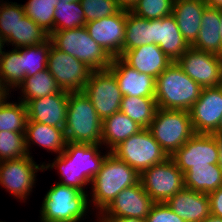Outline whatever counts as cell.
I'll return each mask as SVG.
<instances>
[{
  "mask_svg": "<svg viewBox=\"0 0 222 222\" xmlns=\"http://www.w3.org/2000/svg\"><path fill=\"white\" fill-rule=\"evenodd\" d=\"M102 148V149H101ZM99 144L66 143L65 150L54 160L44 161V171L56 169L59 183L88 193V187L110 151ZM51 162V163H50ZM61 179V180H60ZM88 186V187H87Z\"/></svg>",
  "mask_w": 222,
  "mask_h": 222,
  "instance_id": "cell-1",
  "label": "cell"
},
{
  "mask_svg": "<svg viewBox=\"0 0 222 222\" xmlns=\"http://www.w3.org/2000/svg\"><path fill=\"white\" fill-rule=\"evenodd\" d=\"M139 182L140 174L110 152L91 181L88 194L90 209L92 212L98 210L95 215L100 214L123 189Z\"/></svg>",
  "mask_w": 222,
  "mask_h": 222,
  "instance_id": "cell-2",
  "label": "cell"
},
{
  "mask_svg": "<svg viewBox=\"0 0 222 222\" xmlns=\"http://www.w3.org/2000/svg\"><path fill=\"white\" fill-rule=\"evenodd\" d=\"M41 203L39 222H83L90 218L89 213L94 215L89 210L88 193L59 182L48 189Z\"/></svg>",
  "mask_w": 222,
  "mask_h": 222,
  "instance_id": "cell-3",
  "label": "cell"
},
{
  "mask_svg": "<svg viewBox=\"0 0 222 222\" xmlns=\"http://www.w3.org/2000/svg\"><path fill=\"white\" fill-rule=\"evenodd\" d=\"M201 90L202 87L173 61L156 78L155 100L158 108L189 111Z\"/></svg>",
  "mask_w": 222,
  "mask_h": 222,
  "instance_id": "cell-4",
  "label": "cell"
},
{
  "mask_svg": "<svg viewBox=\"0 0 222 222\" xmlns=\"http://www.w3.org/2000/svg\"><path fill=\"white\" fill-rule=\"evenodd\" d=\"M64 132L67 142L101 145L102 119L83 92H69Z\"/></svg>",
  "mask_w": 222,
  "mask_h": 222,
  "instance_id": "cell-5",
  "label": "cell"
},
{
  "mask_svg": "<svg viewBox=\"0 0 222 222\" xmlns=\"http://www.w3.org/2000/svg\"><path fill=\"white\" fill-rule=\"evenodd\" d=\"M52 45L83 62L92 71L108 69L112 57L89 35L85 26L53 31L49 37Z\"/></svg>",
  "mask_w": 222,
  "mask_h": 222,
  "instance_id": "cell-6",
  "label": "cell"
},
{
  "mask_svg": "<svg viewBox=\"0 0 222 222\" xmlns=\"http://www.w3.org/2000/svg\"><path fill=\"white\" fill-rule=\"evenodd\" d=\"M148 129L169 157L195 134L186 110L158 108Z\"/></svg>",
  "mask_w": 222,
  "mask_h": 222,
  "instance_id": "cell-7",
  "label": "cell"
},
{
  "mask_svg": "<svg viewBox=\"0 0 222 222\" xmlns=\"http://www.w3.org/2000/svg\"><path fill=\"white\" fill-rule=\"evenodd\" d=\"M139 174L149 167L164 162L169 156L154 139L148 128L141 129L110 151Z\"/></svg>",
  "mask_w": 222,
  "mask_h": 222,
  "instance_id": "cell-8",
  "label": "cell"
},
{
  "mask_svg": "<svg viewBox=\"0 0 222 222\" xmlns=\"http://www.w3.org/2000/svg\"><path fill=\"white\" fill-rule=\"evenodd\" d=\"M43 164H37L29 155L0 162L1 188L19 200L17 202H27L38 182L37 173L44 172Z\"/></svg>",
  "mask_w": 222,
  "mask_h": 222,
  "instance_id": "cell-9",
  "label": "cell"
},
{
  "mask_svg": "<svg viewBox=\"0 0 222 222\" xmlns=\"http://www.w3.org/2000/svg\"><path fill=\"white\" fill-rule=\"evenodd\" d=\"M140 182L155 203H165L185 188L184 174L171 157L144 170Z\"/></svg>",
  "mask_w": 222,
  "mask_h": 222,
  "instance_id": "cell-10",
  "label": "cell"
},
{
  "mask_svg": "<svg viewBox=\"0 0 222 222\" xmlns=\"http://www.w3.org/2000/svg\"><path fill=\"white\" fill-rule=\"evenodd\" d=\"M83 93L90 99L102 120L120 111L123 95L109 69L92 71Z\"/></svg>",
  "mask_w": 222,
  "mask_h": 222,
  "instance_id": "cell-11",
  "label": "cell"
},
{
  "mask_svg": "<svg viewBox=\"0 0 222 222\" xmlns=\"http://www.w3.org/2000/svg\"><path fill=\"white\" fill-rule=\"evenodd\" d=\"M47 69L56 80L59 88L68 92H83L92 72L83 62L58 50L52 44L49 50Z\"/></svg>",
  "mask_w": 222,
  "mask_h": 222,
  "instance_id": "cell-12",
  "label": "cell"
},
{
  "mask_svg": "<svg viewBox=\"0 0 222 222\" xmlns=\"http://www.w3.org/2000/svg\"><path fill=\"white\" fill-rule=\"evenodd\" d=\"M176 62L202 88L222 85V56L189 47Z\"/></svg>",
  "mask_w": 222,
  "mask_h": 222,
  "instance_id": "cell-13",
  "label": "cell"
},
{
  "mask_svg": "<svg viewBox=\"0 0 222 222\" xmlns=\"http://www.w3.org/2000/svg\"><path fill=\"white\" fill-rule=\"evenodd\" d=\"M189 113L195 134L216 132L222 120V85L202 88Z\"/></svg>",
  "mask_w": 222,
  "mask_h": 222,
  "instance_id": "cell-14",
  "label": "cell"
},
{
  "mask_svg": "<svg viewBox=\"0 0 222 222\" xmlns=\"http://www.w3.org/2000/svg\"><path fill=\"white\" fill-rule=\"evenodd\" d=\"M90 37L112 58L123 55L125 40L126 10L121 9L112 16L85 24Z\"/></svg>",
  "mask_w": 222,
  "mask_h": 222,
  "instance_id": "cell-15",
  "label": "cell"
},
{
  "mask_svg": "<svg viewBox=\"0 0 222 222\" xmlns=\"http://www.w3.org/2000/svg\"><path fill=\"white\" fill-rule=\"evenodd\" d=\"M218 146L212 134H194L171 158L184 174L193 166L217 164Z\"/></svg>",
  "mask_w": 222,
  "mask_h": 222,
  "instance_id": "cell-16",
  "label": "cell"
},
{
  "mask_svg": "<svg viewBox=\"0 0 222 222\" xmlns=\"http://www.w3.org/2000/svg\"><path fill=\"white\" fill-rule=\"evenodd\" d=\"M154 203L139 182L123 189L103 212L94 217H136L146 220Z\"/></svg>",
  "mask_w": 222,
  "mask_h": 222,
  "instance_id": "cell-17",
  "label": "cell"
},
{
  "mask_svg": "<svg viewBox=\"0 0 222 222\" xmlns=\"http://www.w3.org/2000/svg\"><path fill=\"white\" fill-rule=\"evenodd\" d=\"M69 92L61 90L56 94L30 100L27 104V121L40 122L57 128H65Z\"/></svg>",
  "mask_w": 222,
  "mask_h": 222,
  "instance_id": "cell-18",
  "label": "cell"
},
{
  "mask_svg": "<svg viewBox=\"0 0 222 222\" xmlns=\"http://www.w3.org/2000/svg\"><path fill=\"white\" fill-rule=\"evenodd\" d=\"M115 76L123 96L155 98L156 79L114 57L108 68Z\"/></svg>",
  "mask_w": 222,
  "mask_h": 222,
  "instance_id": "cell-19",
  "label": "cell"
},
{
  "mask_svg": "<svg viewBox=\"0 0 222 222\" xmlns=\"http://www.w3.org/2000/svg\"><path fill=\"white\" fill-rule=\"evenodd\" d=\"M151 33L152 43L158 45L172 61H177L190 47L172 14L160 19H152Z\"/></svg>",
  "mask_w": 222,
  "mask_h": 222,
  "instance_id": "cell-20",
  "label": "cell"
},
{
  "mask_svg": "<svg viewBox=\"0 0 222 222\" xmlns=\"http://www.w3.org/2000/svg\"><path fill=\"white\" fill-rule=\"evenodd\" d=\"M120 58L130 67L155 79L173 62L154 43L128 50Z\"/></svg>",
  "mask_w": 222,
  "mask_h": 222,
  "instance_id": "cell-21",
  "label": "cell"
},
{
  "mask_svg": "<svg viewBox=\"0 0 222 222\" xmlns=\"http://www.w3.org/2000/svg\"><path fill=\"white\" fill-rule=\"evenodd\" d=\"M186 222H202L211 214L207 193L184 188L165 202Z\"/></svg>",
  "mask_w": 222,
  "mask_h": 222,
  "instance_id": "cell-22",
  "label": "cell"
},
{
  "mask_svg": "<svg viewBox=\"0 0 222 222\" xmlns=\"http://www.w3.org/2000/svg\"><path fill=\"white\" fill-rule=\"evenodd\" d=\"M26 149L32 156L33 145L56 155L61 154L66 148L65 132L63 128L46 125L40 122L27 121L25 131ZM32 147V148H31Z\"/></svg>",
  "mask_w": 222,
  "mask_h": 222,
  "instance_id": "cell-23",
  "label": "cell"
},
{
  "mask_svg": "<svg viewBox=\"0 0 222 222\" xmlns=\"http://www.w3.org/2000/svg\"><path fill=\"white\" fill-rule=\"evenodd\" d=\"M206 7L204 0H174L172 15L190 47L199 35L202 14Z\"/></svg>",
  "mask_w": 222,
  "mask_h": 222,
  "instance_id": "cell-24",
  "label": "cell"
},
{
  "mask_svg": "<svg viewBox=\"0 0 222 222\" xmlns=\"http://www.w3.org/2000/svg\"><path fill=\"white\" fill-rule=\"evenodd\" d=\"M143 129L121 111L102 120L101 145L111 151L121 142Z\"/></svg>",
  "mask_w": 222,
  "mask_h": 222,
  "instance_id": "cell-25",
  "label": "cell"
},
{
  "mask_svg": "<svg viewBox=\"0 0 222 222\" xmlns=\"http://www.w3.org/2000/svg\"><path fill=\"white\" fill-rule=\"evenodd\" d=\"M220 25L219 9L207 6L202 14L199 35L191 47L222 56Z\"/></svg>",
  "mask_w": 222,
  "mask_h": 222,
  "instance_id": "cell-26",
  "label": "cell"
},
{
  "mask_svg": "<svg viewBox=\"0 0 222 222\" xmlns=\"http://www.w3.org/2000/svg\"><path fill=\"white\" fill-rule=\"evenodd\" d=\"M184 186L208 194L222 187V171L218 164L193 166L184 173Z\"/></svg>",
  "mask_w": 222,
  "mask_h": 222,
  "instance_id": "cell-27",
  "label": "cell"
},
{
  "mask_svg": "<svg viewBox=\"0 0 222 222\" xmlns=\"http://www.w3.org/2000/svg\"><path fill=\"white\" fill-rule=\"evenodd\" d=\"M18 90H20V94L18 95L21 97L17 99L24 104H27L30 100L56 94L61 91L47 68L37 72L34 76L25 77L15 91Z\"/></svg>",
  "mask_w": 222,
  "mask_h": 222,
  "instance_id": "cell-28",
  "label": "cell"
},
{
  "mask_svg": "<svg viewBox=\"0 0 222 222\" xmlns=\"http://www.w3.org/2000/svg\"><path fill=\"white\" fill-rule=\"evenodd\" d=\"M158 109L155 98L123 96L120 111L142 128H148Z\"/></svg>",
  "mask_w": 222,
  "mask_h": 222,
  "instance_id": "cell-29",
  "label": "cell"
},
{
  "mask_svg": "<svg viewBox=\"0 0 222 222\" xmlns=\"http://www.w3.org/2000/svg\"><path fill=\"white\" fill-rule=\"evenodd\" d=\"M26 77L23 71L22 55L17 48L6 51L0 56V80L11 93L18 88Z\"/></svg>",
  "mask_w": 222,
  "mask_h": 222,
  "instance_id": "cell-30",
  "label": "cell"
},
{
  "mask_svg": "<svg viewBox=\"0 0 222 222\" xmlns=\"http://www.w3.org/2000/svg\"><path fill=\"white\" fill-rule=\"evenodd\" d=\"M147 44H152L151 20L141 18L131 11L126 10L123 54L128 50Z\"/></svg>",
  "mask_w": 222,
  "mask_h": 222,
  "instance_id": "cell-31",
  "label": "cell"
},
{
  "mask_svg": "<svg viewBox=\"0 0 222 222\" xmlns=\"http://www.w3.org/2000/svg\"><path fill=\"white\" fill-rule=\"evenodd\" d=\"M10 98L12 96L0 104V131L25 132L28 120L26 104Z\"/></svg>",
  "mask_w": 222,
  "mask_h": 222,
  "instance_id": "cell-32",
  "label": "cell"
},
{
  "mask_svg": "<svg viewBox=\"0 0 222 222\" xmlns=\"http://www.w3.org/2000/svg\"><path fill=\"white\" fill-rule=\"evenodd\" d=\"M85 14L78 1L65 3L59 0L54 12V31L85 26Z\"/></svg>",
  "mask_w": 222,
  "mask_h": 222,
  "instance_id": "cell-33",
  "label": "cell"
},
{
  "mask_svg": "<svg viewBox=\"0 0 222 222\" xmlns=\"http://www.w3.org/2000/svg\"><path fill=\"white\" fill-rule=\"evenodd\" d=\"M51 44L52 41L49 38L41 44L17 48L22 55L23 71L26 77L34 76L47 68Z\"/></svg>",
  "mask_w": 222,
  "mask_h": 222,
  "instance_id": "cell-34",
  "label": "cell"
},
{
  "mask_svg": "<svg viewBox=\"0 0 222 222\" xmlns=\"http://www.w3.org/2000/svg\"><path fill=\"white\" fill-rule=\"evenodd\" d=\"M7 1L0 3V36L5 45L10 47L15 44V27L25 12L22 4Z\"/></svg>",
  "mask_w": 222,
  "mask_h": 222,
  "instance_id": "cell-35",
  "label": "cell"
},
{
  "mask_svg": "<svg viewBox=\"0 0 222 222\" xmlns=\"http://www.w3.org/2000/svg\"><path fill=\"white\" fill-rule=\"evenodd\" d=\"M49 37L47 31L25 14L15 27V44L12 47L22 48L41 44Z\"/></svg>",
  "mask_w": 222,
  "mask_h": 222,
  "instance_id": "cell-36",
  "label": "cell"
},
{
  "mask_svg": "<svg viewBox=\"0 0 222 222\" xmlns=\"http://www.w3.org/2000/svg\"><path fill=\"white\" fill-rule=\"evenodd\" d=\"M58 0H28L23 5L25 14L51 34L54 31V12Z\"/></svg>",
  "mask_w": 222,
  "mask_h": 222,
  "instance_id": "cell-37",
  "label": "cell"
},
{
  "mask_svg": "<svg viewBox=\"0 0 222 222\" xmlns=\"http://www.w3.org/2000/svg\"><path fill=\"white\" fill-rule=\"evenodd\" d=\"M28 156L25 132L0 131V162Z\"/></svg>",
  "mask_w": 222,
  "mask_h": 222,
  "instance_id": "cell-38",
  "label": "cell"
},
{
  "mask_svg": "<svg viewBox=\"0 0 222 222\" xmlns=\"http://www.w3.org/2000/svg\"><path fill=\"white\" fill-rule=\"evenodd\" d=\"M174 0H138L131 12L147 20L160 19L172 14Z\"/></svg>",
  "mask_w": 222,
  "mask_h": 222,
  "instance_id": "cell-39",
  "label": "cell"
},
{
  "mask_svg": "<svg viewBox=\"0 0 222 222\" xmlns=\"http://www.w3.org/2000/svg\"><path fill=\"white\" fill-rule=\"evenodd\" d=\"M86 23L118 13L121 8L117 0H79Z\"/></svg>",
  "mask_w": 222,
  "mask_h": 222,
  "instance_id": "cell-40",
  "label": "cell"
},
{
  "mask_svg": "<svg viewBox=\"0 0 222 222\" xmlns=\"http://www.w3.org/2000/svg\"><path fill=\"white\" fill-rule=\"evenodd\" d=\"M146 222H186L170 209L166 203H154L150 209Z\"/></svg>",
  "mask_w": 222,
  "mask_h": 222,
  "instance_id": "cell-41",
  "label": "cell"
},
{
  "mask_svg": "<svg viewBox=\"0 0 222 222\" xmlns=\"http://www.w3.org/2000/svg\"><path fill=\"white\" fill-rule=\"evenodd\" d=\"M211 214L222 217V187L208 193Z\"/></svg>",
  "mask_w": 222,
  "mask_h": 222,
  "instance_id": "cell-42",
  "label": "cell"
},
{
  "mask_svg": "<svg viewBox=\"0 0 222 222\" xmlns=\"http://www.w3.org/2000/svg\"><path fill=\"white\" fill-rule=\"evenodd\" d=\"M99 222H146V220L136 217L111 218V217H95Z\"/></svg>",
  "mask_w": 222,
  "mask_h": 222,
  "instance_id": "cell-43",
  "label": "cell"
},
{
  "mask_svg": "<svg viewBox=\"0 0 222 222\" xmlns=\"http://www.w3.org/2000/svg\"><path fill=\"white\" fill-rule=\"evenodd\" d=\"M212 135L215 138V141L218 146V151H219L217 164H218V167L220 168V170L222 171V133L213 132Z\"/></svg>",
  "mask_w": 222,
  "mask_h": 222,
  "instance_id": "cell-44",
  "label": "cell"
},
{
  "mask_svg": "<svg viewBox=\"0 0 222 222\" xmlns=\"http://www.w3.org/2000/svg\"><path fill=\"white\" fill-rule=\"evenodd\" d=\"M117 2L121 9L131 11L137 4L138 0H117Z\"/></svg>",
  "mask_w": 222,
  "mask_h": 222,
  "instance_id": "cell-45",
  "label": "cell"
},
{
  "mask_svg": "<svg viewBox=\"0 0 222 222\" xmlns=\"http://www.w3.org/2000/svg\"><path fill=\"white\" fill-rule=\"evenodd\" d=\"M10 95H12L3 85V83L0 80V104L7 99Z\"/></svg>",
  "mask_w": 222,
  "mask_h": 222,
  "instance_id": "cell-46",
  "label": "cell"
},
{
  "mask_svg": "<svg viewBox=\"0 0 222 222\" xmlns=\"http://www.w3.org/2000/svg\"><path fill=\"white\" fill-rule=\"evenodd\" d=\"M208 7L222 8V0H204Z\"/></svg>",
  "mask_w": 222,
  "mask_h": 222,
  "instance_id": "cell-47",
  "label": "cell"
},
{
  "mask_svg": "<svg viewBox=\"0 0 222 222\" xmlns=\"http://www.w3.org/2000/svg\"><path fill=\"white\" fill-rule=\"evenodd\" d=\"M202 222H222V217L210 214Z\"/></svg>",
  "mask_w": 222,
  "mask_h": 222,
  "instance_id": "cell-48",
  "label": "cell"
},
{
  "mask_svg": "<svg viewBox=\"0 0 222 222\" xmlns=\"http://www.w3.org/2000/svg\"><path fill=\"white\" fill-rule=\"evenodd\" d=\"M5 41H4V39L0 36V56H1V54H2V52L4 51V49H5Z\"/></svg>",
  "mask_w": 222,
  "mask_h": 222,
  "instance_id": "cell-49",
  "label": "cell"
},
{
  "mask_svg": "<svg viewBox=\"0 0 222 222\" xmlns=\"http://www.w3.org/2000/svg\"><path fill=\"white\" fill-rule=\"evenodd\" d=\"M219 16H220V35H221V39H222V8L219 9Z\"/></svg>",
  "mask_w": 222,
  "mask_h": 222,
  "instance_id": "cell-50",
  "label": "cell"
},
{
  "mask_svg": "<svg viewBox=\"0 0 222 222\" xmlns=\"http://www.w3.org/2000/svg\"><path fill=\"white\" fill-rule=\"evenodd\" d=\"M216 133H222V120H221L220 126L218 127Z\"/></svg>",
  "mask_w": 222,
  "mask_h": 222,
  "instance_id": "cell-51",
  "label": "cell"
},
{
  "mask_svg": "<svg viewBox=\"0 0 222 222\" xmlns=\"http://www.w3.org/2000/svg\"><path fill=\"white\" fill-rule=\"evenodd\" d=\"M59 1V0H58ZM62 1H65V3H70V2H76L78 0H62Z\"/></svg>",
  "mask_w": 222,
  "mask_h": 222,
  "instance_id": "cell-52",
  "label": "cell"
}]
</instances>
